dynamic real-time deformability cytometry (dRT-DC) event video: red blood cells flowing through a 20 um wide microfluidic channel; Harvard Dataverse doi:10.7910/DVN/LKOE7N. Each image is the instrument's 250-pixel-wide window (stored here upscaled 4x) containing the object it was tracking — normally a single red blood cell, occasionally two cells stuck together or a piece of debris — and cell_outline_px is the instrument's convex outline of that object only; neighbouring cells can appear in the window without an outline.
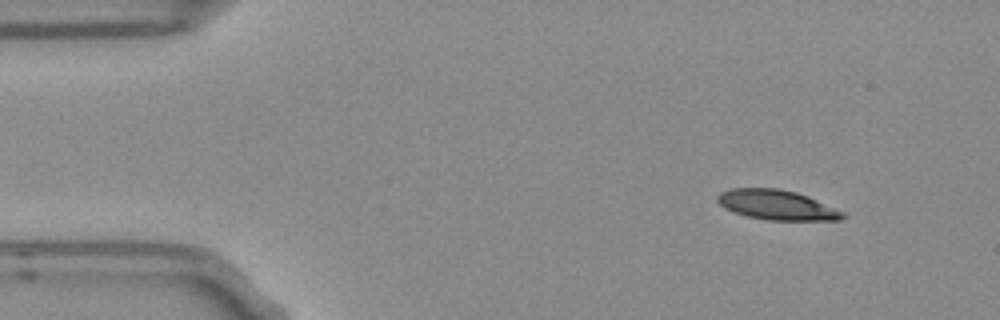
{"species": "Egyptian fruit bat (a non-hibernating species)", "species_latin": "Rousettus aegyptiacus", "temperature_condition": "room temperature", "stored_images_in_passage": 3, "camera_frame_rate_fps": 3000, "um_per_image_px": 0.085, "frame": {"image": 1, "passage_image": 1, "time_ms": 0.0, "image_size_px": [1000, 320], "cell_outline_px": [[848, 216], [840, 220], [764, 220], [748, 216], [724, 208], [716, 200], [716, 196], [720, 192], [732, 188], [780, 188], [796, 192], [808, 196], [844, 212]], "centroid_in_image_um": [66.04, 17.41], "position_along_channel_um": 19.0, "area_um2": 21.85}}